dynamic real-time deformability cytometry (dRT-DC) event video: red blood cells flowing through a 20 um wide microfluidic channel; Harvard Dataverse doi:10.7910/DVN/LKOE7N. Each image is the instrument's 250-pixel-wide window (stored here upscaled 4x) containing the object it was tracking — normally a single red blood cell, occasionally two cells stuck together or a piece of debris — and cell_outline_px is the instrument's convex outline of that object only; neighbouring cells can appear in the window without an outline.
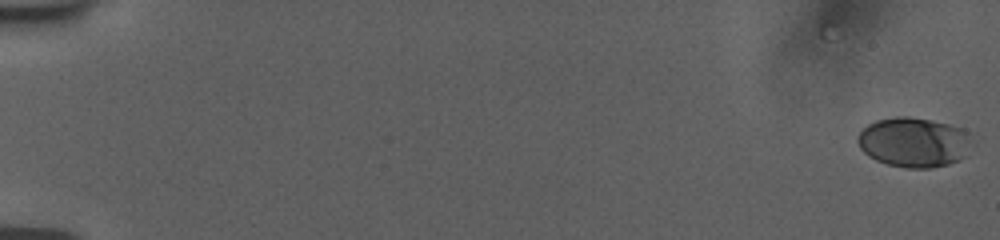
{"species": "human", "species_latin": "Homo sapiens", "temperature_condition": "room temperature", "stored_images_in_passage": 43, "camera_frame_rate_fps": 3000, "um_per_image_px": 0.085, "donor": {"sex": "female"}, "frame": {"image": 1, "passage_image": 1, "time_ms": 0.0, "image_size_px": [1000, 240], "cell_outline_px": [[968, 140], [964, 156], [960, 160], [948, 164], [928, 168], [908, 168], [888, 164], [876, 160], [868, 156], [860, 148], [856, 140], [856, 136], [868, 124], [876, 120], [896, 116], [908, 116], [932, 120], [964, 128], [968, 132]], "centroid_in_image_um": [77.61, 12.08], "position_along_channel_um": 7.4, "area_um2": 32.95}}
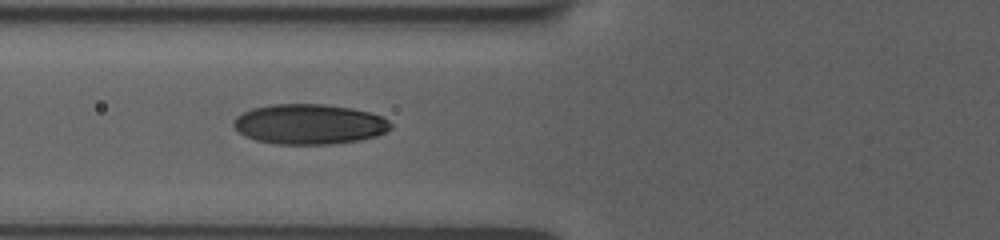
{"frame": {"image": 2, "passage_image": 24, "time_ms": 7.667, "image_size_px": [1000, 240], "cell_outline_px": [[392, 128], [376, 136], [360, 140], [332, 144], [276, 144], [256, 140], [244, 136], [232, 124], [236, 116], [252, 108], [272, 104], [324, 104], [352, 108], [368, 112], [380, 116], [388, 120], [392, 124]], "centroid_in_image_um": [26.28, 10.55], "position_along_channel_um": 99.5, "area_um2": 36.76}}
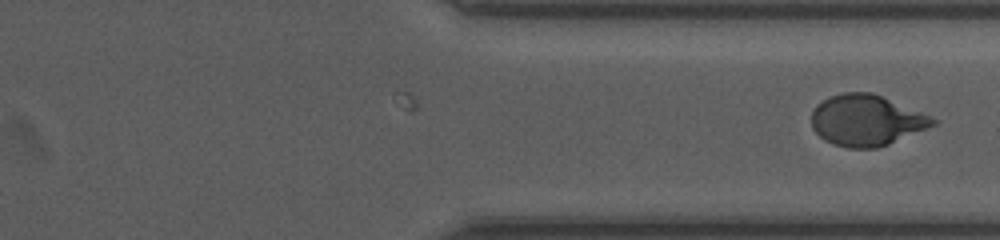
{"frame": {"image": 3, "passage_image": 43, "time_ms": 14.0, "image_size_px": [1000, 240], "cell_outline_px": [[940, 120], [936, 124], [928, 128], [888, 144], [876, 148], [848, 148], [824, 140], [812, 128], [812, 112], [816, 104], [828, 96], [844, 92], [872, 92], [932, 116]], "centroid_in_image_um": [73.65, 10.21], "position_along_channel_um": 337.8, "area_um2": 36.13}}